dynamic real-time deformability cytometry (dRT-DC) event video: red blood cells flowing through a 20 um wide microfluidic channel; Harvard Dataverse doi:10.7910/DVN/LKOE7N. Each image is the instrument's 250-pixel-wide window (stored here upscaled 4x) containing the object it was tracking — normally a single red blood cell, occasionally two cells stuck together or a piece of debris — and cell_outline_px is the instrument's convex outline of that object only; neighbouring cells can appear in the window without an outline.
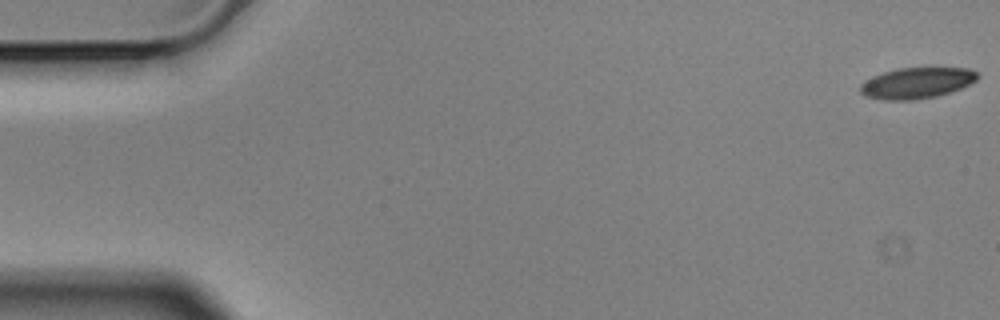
{"species": "Egyptian fruit bat (a non-hibernating species)", "species_latin": "Rousettus aegyptiacus", "temperature_condition": "cold", "stored_images_in_passage": 5, "segment_of_instrument_passage": [1, 2], "camera_frame_rate_fps": 3000, "um_per_image_px": 0.085, "animal": {"sex": "male"}, "frame": {"image": 1, "passage_image": 1, "time_ms": 0.0, "image_size_px": [1000, 320], "cell_outline_px": [[980, 76], [976, 80], [960, 88], [936, 96], [916, 100], [884, 100], [868, 96], [860, 92], [860, 84], [884, 72], [900, 68], [968, 68], [976, 72]], "centroid_in_image_um": [77.94, 7.06], "position_along_channel_um": 7.1, "area_um2": 20.75}}